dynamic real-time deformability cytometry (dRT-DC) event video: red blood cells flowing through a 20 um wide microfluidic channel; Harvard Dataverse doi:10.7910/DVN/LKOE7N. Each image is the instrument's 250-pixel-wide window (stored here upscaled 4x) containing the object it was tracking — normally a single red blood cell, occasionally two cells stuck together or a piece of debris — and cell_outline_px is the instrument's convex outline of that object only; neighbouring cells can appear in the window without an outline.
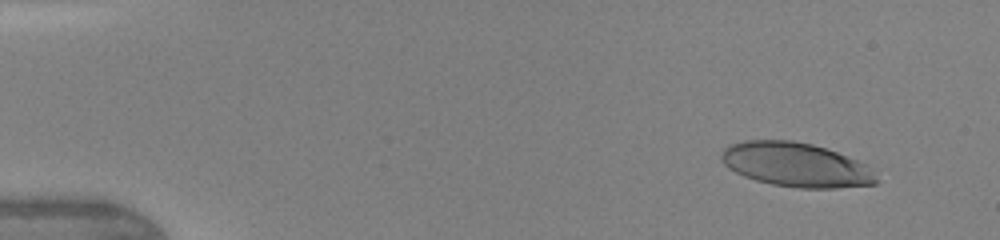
{"species": "human", "species_latin": "Homo sapiens", "temperature_condition": "warm", "stored_images_in_passage": 46, "camera_frame_rate_fps": 3000, "um_per_image_px": 0.085, "donor": {"sex": "female"}, "frame": {"image": 1, "passage_image": 4, "time_ms": 1.0, "image_size_px": [1000, 240], "cell_outline_px": [[876, 184], [836, 188], [800, 188], [772, 184], [756, 180], [744, 176], [728, 168], [720, 160], [720, 156], [724, 148], [732, 144], [744, 140], [792, 140], [812, 144], [836, 152], [856, 160], [864, 164], [876, 180]], "centroid_in_image_um": [67.58, 14.0], "position_along_channel_um": 17.4, "area_um2": 39.42}}
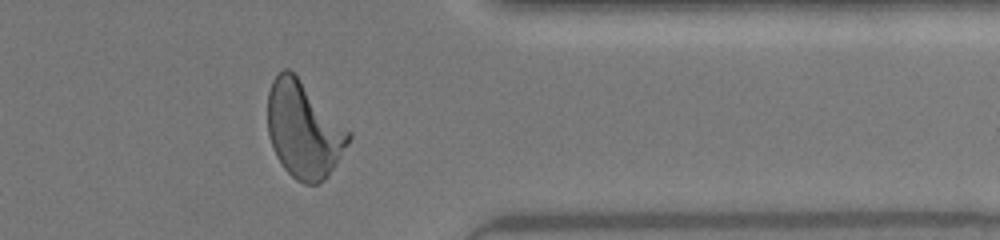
{"frame": {"image": 2, "passage_image": 38, "time_ms": 12.333, "image_size_px": [1000, 240], "cell_outline_px": [[352, 136], [348, 144], [328, 176], [320, 184], [304, 184], [296, 180], [284, 168], [276, 156], [268, 132], [268, 92], [272, 80], [284, 68], [288, 68], [352, 132]], "centroid_in_image_um": [25.82, 11.06], "position_along_channel_um": 385.6, "area_um2": 45.03}}
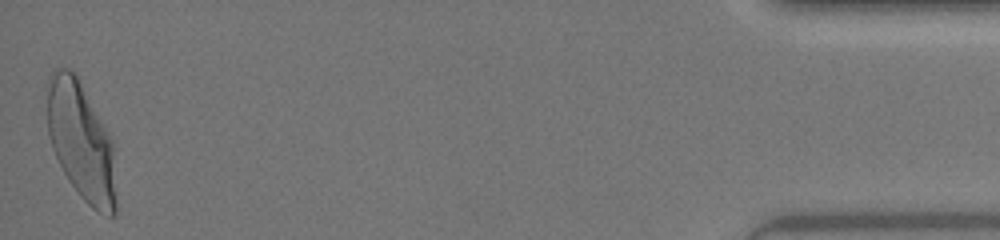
{"frame": {"image": 3, "passage_image": 46, "time_ms": 15.0, "image_size_px": [1000, 240], "cell_outline_px": [[116, 216], [108, 216], [92, 208], [80, 196], [68, 180], [52, 148], [48, 136], [48, 76], [56, 68], [68, 68], [76, 72], [112, 140], [116, 200]], "centroid_in_image_um": [6.89, 12.0], "position_along_channel_um": 428.3, "area_um2": 47.28}, "authors_computed_cell_mechanics": {"area_um2": 43.8124, "velocity_mm_per_s": 4.3594, "shape_relaxation_time_tau1_ms": 3.6102, "shape_relaxation_time_tau2_ms": 0.6563, "deformation_change_tau1": 0.2121, "deformation_change_tau2": 0.0915}}